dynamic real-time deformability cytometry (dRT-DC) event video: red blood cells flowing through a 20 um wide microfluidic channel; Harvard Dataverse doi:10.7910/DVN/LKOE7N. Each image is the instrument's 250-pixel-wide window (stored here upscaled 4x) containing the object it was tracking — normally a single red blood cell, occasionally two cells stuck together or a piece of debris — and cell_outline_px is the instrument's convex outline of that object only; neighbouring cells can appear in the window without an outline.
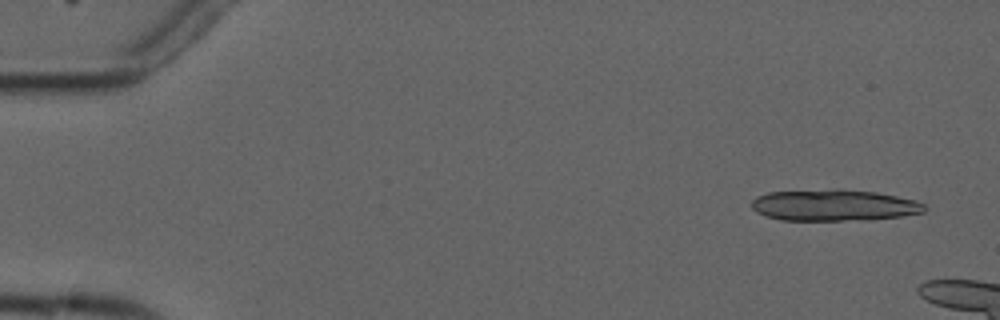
{"species": "common noctule bat (a hibernating species)", "species_latin": "Nyctalus noctula", "temperature_condition": "cold", "stored_images_in_passage": 4, "camera_frame_rate_fps": 3000, "um_per_image_px": 0.085, "animal": {"sex": "male", "forearm_length_mm": 52.5}, "frame": {"image": 1, "passage_image": 1, "time_ms": 0.0, "image_size_px": [1000, 320], "cell_outline_px": [[924, 212], [900, 216], [868, 220], [780, 220], [756, 212], [752, 208], [752, 200], [756, 196], [768, 192], [836, 188], [876, 192], [916, 200], [924, 204]], "centroid_in_image_um": [70.86, 17.43], "position_along_channel_um": 14.1, "area_um2": 31.79}}